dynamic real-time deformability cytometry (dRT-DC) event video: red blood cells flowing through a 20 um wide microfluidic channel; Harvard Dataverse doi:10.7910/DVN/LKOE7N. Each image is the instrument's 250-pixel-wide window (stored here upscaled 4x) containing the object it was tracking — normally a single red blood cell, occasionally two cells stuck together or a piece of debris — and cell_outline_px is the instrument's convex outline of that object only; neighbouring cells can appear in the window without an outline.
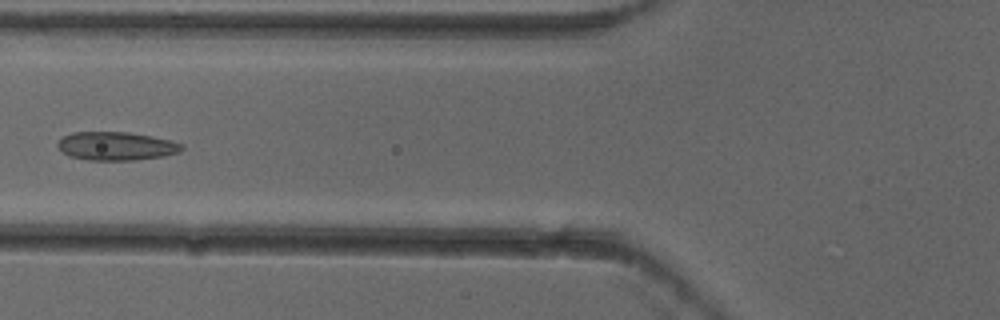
{"species": "common noctule bat (a hibernating species)", "species_latin": "Nyctalus noctula", "temperature_condition": "cold", "stored_images_in_passage": 7, "camera_frame_rate_fps": 3000, "um_per_image_px": 0.085, "animal": {"sex": "female"}, "frame": {"image": 1, "passage_image": 6, "time_ms": 1.667, "image_size_px": [1000, 320], "cell_outline_px": [[184, 148], [180, 152], [164, 156], [132, 160], [88, 160], [68, 156], [56, 144], [64, 136], [72, 132], [128, 132], [152, 136], [184, 144]], "centroid_in_image_um": [9.9, 12.42], "position_along_channel_um": 115.9, "area_um2": 20.52}}
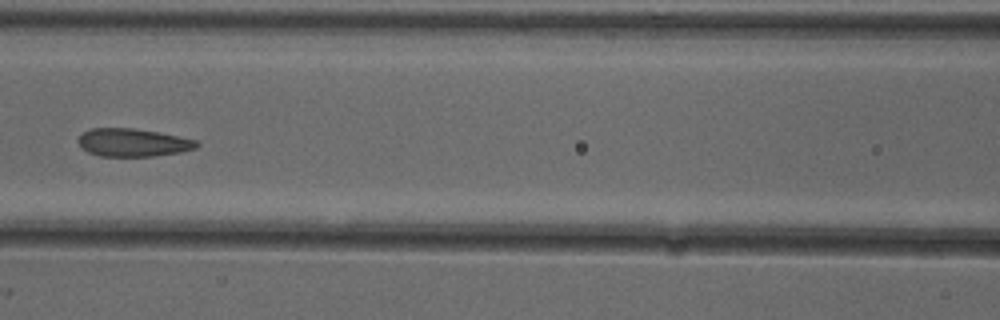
{"frame": {"image": 2, "passage_image": 7, "time_ms": 2.0, "image_size_px": [1000, 320], "cell_outline_px": [[200, 144], [196, 148], [180, 152], [152, 156], [100, 156], [88, 152], [76, 140], [84, 132], [92, 128], [132, 128], [156, 132], [196, 140]], "centroid_in_image_um": [11.29, 12.12], "position_along_channel_um": 155.3, "area_um2": 19.02}}